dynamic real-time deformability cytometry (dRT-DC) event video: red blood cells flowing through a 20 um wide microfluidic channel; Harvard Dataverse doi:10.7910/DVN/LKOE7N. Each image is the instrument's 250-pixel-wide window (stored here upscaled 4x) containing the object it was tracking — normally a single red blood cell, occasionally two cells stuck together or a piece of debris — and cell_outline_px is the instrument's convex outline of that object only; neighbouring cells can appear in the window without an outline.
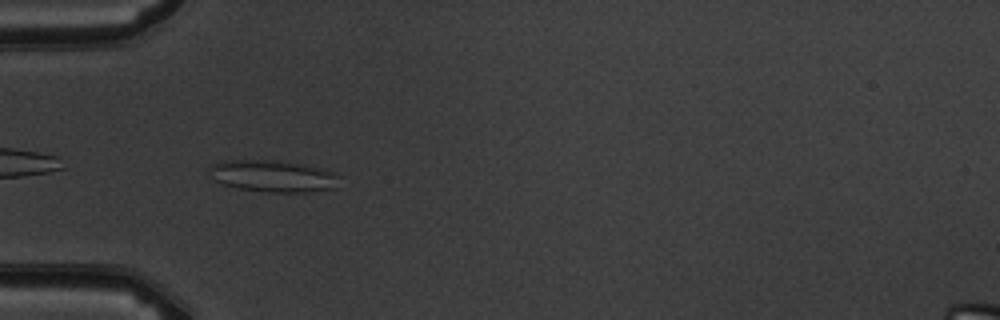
{"species": "common noctule bat (a hibernating species)", "species_latin": "Nyctalus noctula", "temperature_condition": "warm", "stored_images_in_passage": 6, "camera_frame_rate_fps": 3000, "um_per_image_px": 0.085, "animal": {"sex": "male", "body_mass_g": 19.5, "forearm_length_mm": 54.6}, "frame": {"image": 1, "passage_image": 5, "time_ms": 4.667, "image_size_px": [1000, 320], "cell_outline_px": [[336, 188], [308, 192], [268, 192], [236, 188], [220, 184], [216, 180], [208, 168], [212, 164], [228, 160], [280, 160], [304, 164], [320, 168], [332, 172], [336, 176]], "centroid_in_image_um": [23.17, 14.96], "position_along_channel_um": 61.8, "area_um2": 23.99}}
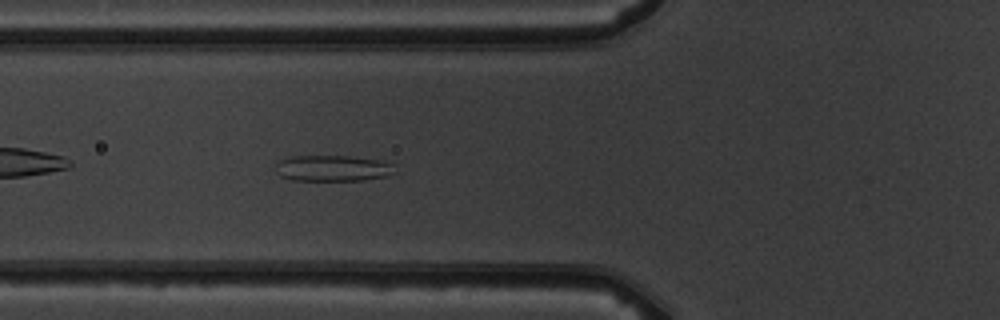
{"frame": {"image": 2, "passage_image": 6, "time_ms": 5.667, "image_size_px": [1000, 320], "cell_outline_px": [[400, 172], [384, 176], [364, 180], [292, 180], [280, 176], [276, 172], [276, 164], [280, 160], [288, 156], [348, 156], [380, 160], [392, 164]], "centroid_in_image_um": [28.3, 14.3], "position_along_channel_um": 97.5, "area_um2": 18.21}}